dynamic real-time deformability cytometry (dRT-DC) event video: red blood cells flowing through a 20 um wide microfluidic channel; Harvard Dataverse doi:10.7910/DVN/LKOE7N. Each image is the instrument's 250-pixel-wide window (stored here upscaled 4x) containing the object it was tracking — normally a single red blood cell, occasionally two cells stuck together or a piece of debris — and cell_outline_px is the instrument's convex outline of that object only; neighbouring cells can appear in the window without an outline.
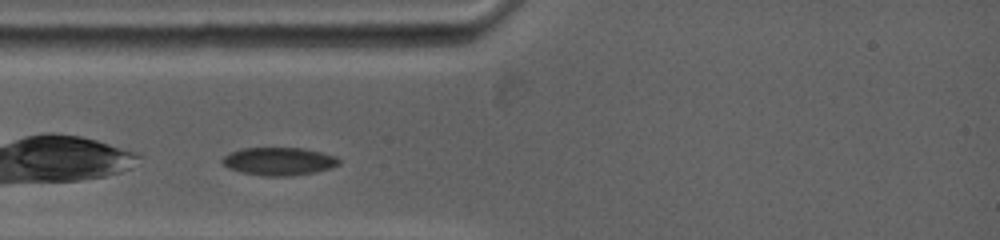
{"species": "common noctule bat (a hibernating species)", "species_latin": "Nyctalus noctula", "temperature_condition": "warm", "stored_images_in_passage": 3, "camera_frame_rate_fps": 5000, "um_per_image_px": 0.085, "animal": {"sex": "female", "body_mass_g": 19.0, "forearm_length_mm": 53.3}, "frame": {"image": 1, "passage_image": 2, "time_ms": 0.8, "image_size_px": [1000, 240], "cell_outline_px": [[340, 164], [332, 168], [316, 172], [292, 176], [264, 176], [240, 172], [228, 168], [220, 160], [224, 156], [232, 152], [244, 148], [304, 148], [336, 156], [340, 160]], "centroid_in_image_um": [23.73, 13.72], "position_along_channel_um": 61.3, "area_um2": 19.07}}